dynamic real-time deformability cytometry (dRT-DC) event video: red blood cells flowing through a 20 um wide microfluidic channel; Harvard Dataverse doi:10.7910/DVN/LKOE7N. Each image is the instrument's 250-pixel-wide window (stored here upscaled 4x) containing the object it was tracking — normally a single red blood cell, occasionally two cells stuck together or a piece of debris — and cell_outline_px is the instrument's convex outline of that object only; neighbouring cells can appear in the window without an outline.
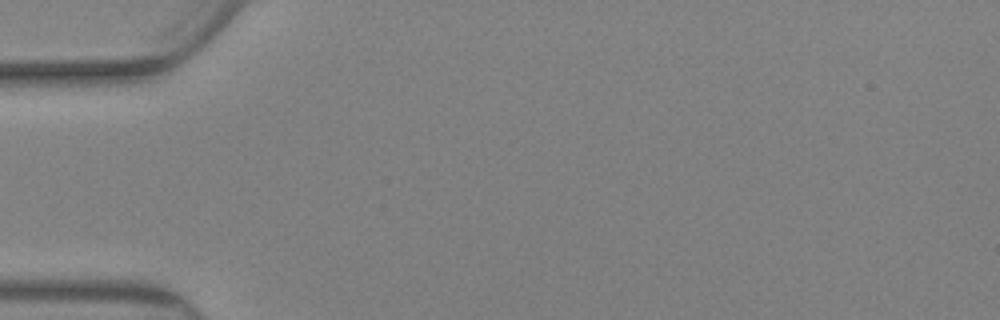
{"species": "Egyptian fruit bat (a non-hibernating species)", "species_latin": "Rousettus aegyptiacus", "temperature_condition": "warm", "stored_images_in_passage": 2, "camera_frame_rate_fps": 3000, "um_per_image_px": 0.085, "animal": {"sex": "female"}, "frame": {"image": 1, "passage_image": 1, "time_ms": 0.0, "image_size_px": [1000, 320], "cell_outline_px": [[196, 48], [184, 60], [172, 68], [108, 84], [76, 84], [76, 80], [80, 76], [88, 72]], "centroid_in_image_um": [11.35, 5.88], "position_along_channel_um": 73.7, "area_um2": 11.44}}